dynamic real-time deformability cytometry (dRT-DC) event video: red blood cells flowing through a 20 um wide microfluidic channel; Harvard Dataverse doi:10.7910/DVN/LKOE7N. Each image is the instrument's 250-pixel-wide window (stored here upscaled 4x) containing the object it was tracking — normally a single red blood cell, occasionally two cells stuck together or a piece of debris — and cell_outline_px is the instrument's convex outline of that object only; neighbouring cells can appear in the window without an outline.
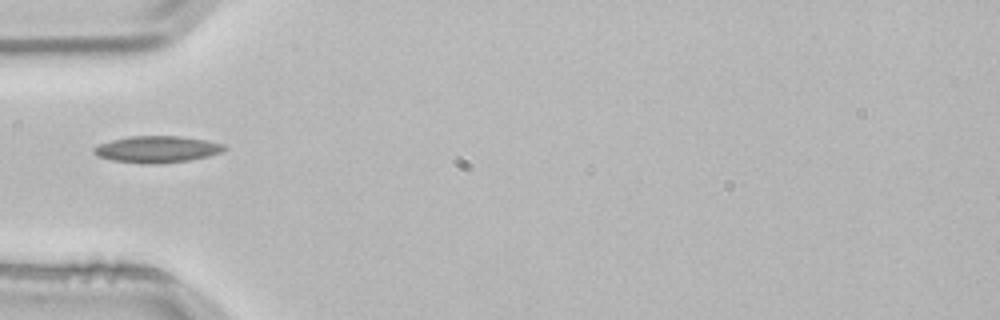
{"species": "common noctule bat (a hibernating species)", "species_latin": "Nyctalus noctula", "temperature_condition": "room temperature", "stored_images_in_passage": 1, "camera_frame_rate_fps": 3000, "um_per_image_px": 0.085, "animal": {"sex": "male", "body_mass_g": 21.5, "forearm_length_mm": 52.0}, "frame": {"image": 1, "passage_image": 1, "time_ms": 0.0, "image_size_px": [1000, 320], "cell_outline_px": [[228, 148], [220, 152], [208, 156], [188, 160], [156, 164], [140, 164], [112, 160], [96, 156], [92, 152], [92, 148], [100, 144], [112, 140], [128, 136], [180, 136], [204, 140], [224, 144]], "centroid_in_image_um": [13.3, 12.69], "position_along_channel_um": 71.7, "area_um2": 20.29}}